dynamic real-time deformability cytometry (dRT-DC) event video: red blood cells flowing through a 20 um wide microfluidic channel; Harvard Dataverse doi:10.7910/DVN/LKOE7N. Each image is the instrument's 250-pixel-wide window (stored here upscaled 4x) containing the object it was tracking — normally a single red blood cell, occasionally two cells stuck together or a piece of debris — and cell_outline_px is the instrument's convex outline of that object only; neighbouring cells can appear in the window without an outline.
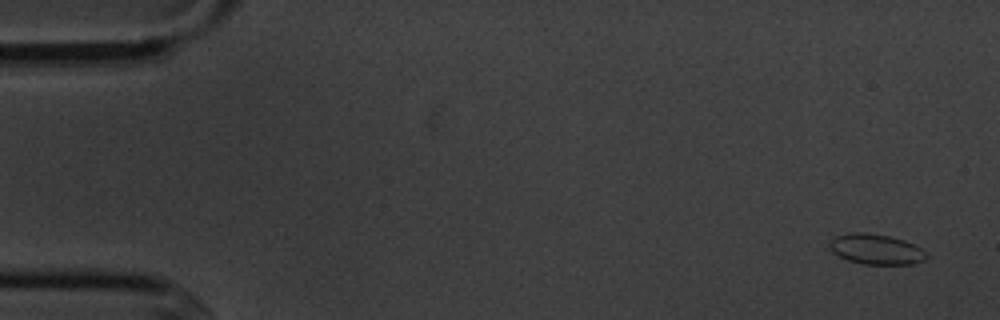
{"species": "common noctule bat (a hibernating species)", "species_latin": "Nyctalus noctula", "temperature_condition": "cold", "stored_images_in_passage": 5, "camera_frame_rate_fps": 3000, "um_per_image_px": 0.085, "animal": {"sex": "male", "body_mass_g": 20.1, "forearm_length_mm": 53.5}, "frame": {"image": 1, "passage_image": 1, "time_ms": 0.0, "image_size_px": [1000, 320], "cell_outline_px": [[928, 256], [924, 260], [912, 264], [864, 264], [848, 260], [832, 252], [828, 244], [836, 236], [848, 232], [868, 232], [888, 236], [904, 240], [920, 248]], "centroid_in_image_um": [74.43, 21.17], "position_along_channel_um": 10.6, "area_um2": 16.99}}
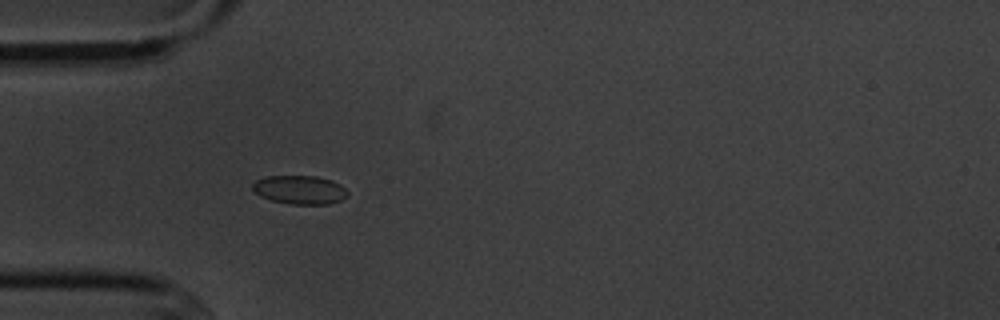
{"frame": {"image": 2, "passage_image": 5, "time_ms": 4.667, "image_size_px": [1000, 320], "cell_outline_px": [[348, 196], [340, 200], [328, 204], [292, 204], [272, 200], [260, 196], [252, 188], [252, 184], [256, 180], [268, 176], [316, 176], [332, 180], [340, 184], [348, 192]], "centroid_in_image_um": [25.49, 16.13], "position_along_channel_um": 59.5, "area_um2": 15.78}}